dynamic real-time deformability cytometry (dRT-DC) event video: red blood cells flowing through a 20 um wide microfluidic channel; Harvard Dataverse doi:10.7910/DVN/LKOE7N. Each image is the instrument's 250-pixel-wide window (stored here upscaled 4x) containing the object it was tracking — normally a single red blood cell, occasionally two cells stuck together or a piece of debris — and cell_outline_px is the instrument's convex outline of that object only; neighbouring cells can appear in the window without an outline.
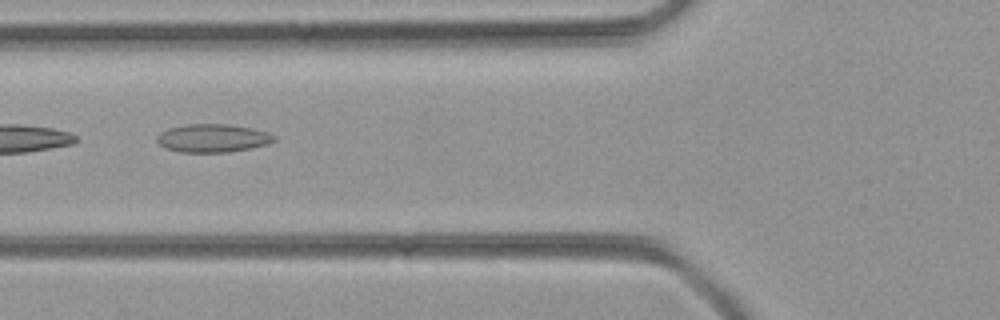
{"species": "common noctule bat (a hibernating species)", "species_latin": "Nyctalus noctula", "temperature_condition": "room temperature", "stored_images_in_passage": 7, "camera_frame_rate_fps": 3000, "um_per_image_px": 0.085, "animal": {"sex": "female", "body_mass_g": 21.9}, "frame": {"image": 1, "passage_image": 4, "time_ms": 1.0, "image_size_px": [1000, 320], "cell_outline_px": [[276, 140], [268, 144], [228, 152], [180, 152], [164, 148], [156, 140], [156, 136], [160, 132], [168, 128], [188, 124], [228, 124], [252, 128], [268, 132], [276, 136]], "centroid_in_image_um": [18.07, 11.74], "position_along_channel_um": 107.7, "area_um2": 19.31}}